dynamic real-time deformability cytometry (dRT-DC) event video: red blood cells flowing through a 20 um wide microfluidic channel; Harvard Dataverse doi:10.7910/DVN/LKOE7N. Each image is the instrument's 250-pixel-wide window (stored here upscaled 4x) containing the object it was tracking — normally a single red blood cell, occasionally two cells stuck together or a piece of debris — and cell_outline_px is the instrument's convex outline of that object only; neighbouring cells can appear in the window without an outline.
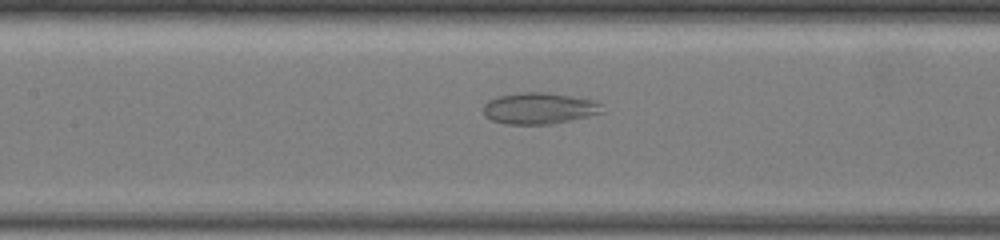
{"species": "common noctule bat (a hibernating species)", "species_latin": "Nyctalus noctula", "temperature_condition": "warm", "stored_images_in_passage": 34, "camera_frame_rate_fps": 3000, "um_per_image_px": 0.085, "animal": {"sex": "female", "body_mass_g": 19.5, "forearm_length_mm": 54.1}, "frame": {"image": 1, "passage_image": 14, "time_ms": 4.333, "image_size_px": [1000, 240], "cell_outline_px": [[604, 112], [588, 116], [548, 124], [504, 124], [492, 120], [484, 116], [484, 104], [488, 100], [496, 96], [520, 92], [548, 92], [572, 96], [592, 100], [600, 104]], "centroid_in_image_um": [45.78, 9.2], "position_along_channel_um": 161.6, "area_um2": 21.68}}
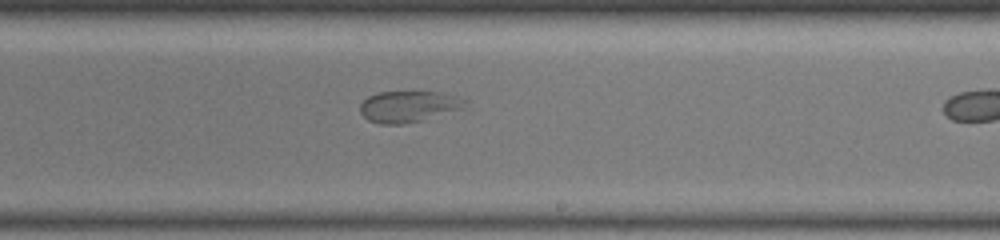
{"frame": {"image": 2, "passage_image": 24, "time_ms": 7.667, "image_size_px": [1000, 240], "cell_outline_px": [[468, 100], [460, 108], [420, 120], [404, 124], [380, 124], [368, 120], [360, 112], [360, 104], [368, 96], [376, 92], [440, 92], [456, 96]], "centroid_in_image_um": [34.65, 9.04], "position_along_channel_um": 254.4, "area_um2": 18.73}}
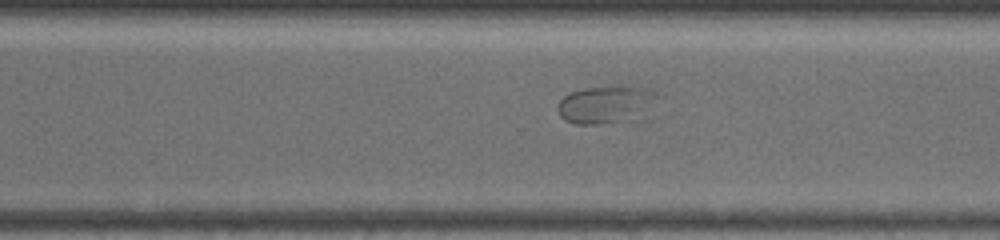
{"frame": {"image": 3, "passage_image": 31, "time_ms": 10.0, "image_size_px": [1000, 240], "cell_outline_px": [[656, 92], [636, 120], [600, 124], [576, 124], [564, 120], [560, 116], [556, 108], [556, 104], [564, 96], [572, 92], [584, 88], [648, 88]], "centroid_in_image_um": [51.33, 8.93], "position_along_channel_um": 319.3, "area_um2": 20.87}}